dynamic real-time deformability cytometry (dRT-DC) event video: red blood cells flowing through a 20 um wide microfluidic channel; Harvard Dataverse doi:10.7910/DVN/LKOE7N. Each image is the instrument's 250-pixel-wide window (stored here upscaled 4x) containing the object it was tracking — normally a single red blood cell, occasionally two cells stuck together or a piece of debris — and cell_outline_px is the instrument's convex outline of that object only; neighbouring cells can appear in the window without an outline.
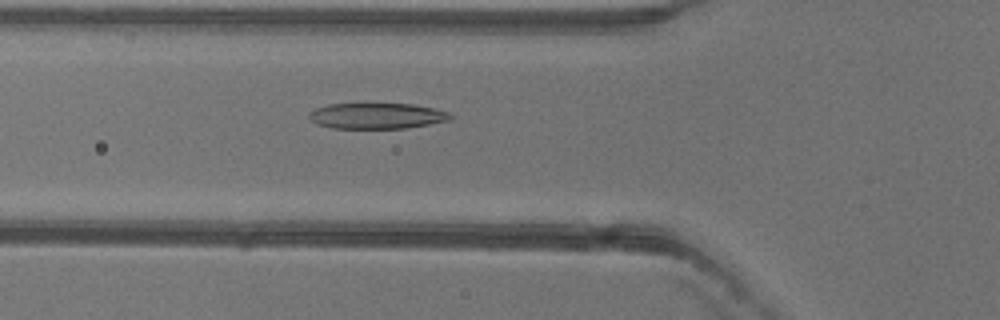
{"species": "common noctule bat (a hibernating species)", "species_latin": "Nyctalus noctula", "temperature_condition": "warm", "stored_images_in_passage": 51, "camera_frame_rate_fps": 3000, "um_per_image_px": 0.085, "animal": {"sex": "female"}, "frame": {"image": 1, "passage_image": 18, "time_ms": 5.667, "image_size_px": [1000, 320], "cell_outline_px": [[452, 116], [448, 120], [408, 128], [332, 128], [316, 124], [308, 116], [308, 112], [316, 108], [328, 104], [364, 100], [368, 100], [412, 104], [452, 112]], "centroid_in_image_um": [31.97, 9.78], "position_along_channel_um": 93.8, "area_um2": 22.43}}
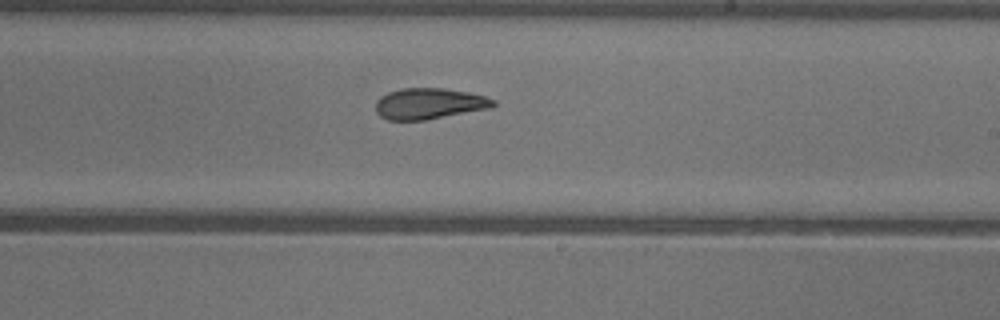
{"frame": {"image": 2, "passage_image": 30, "time_ms": 9.667, "image_size_px": [1000, 320], "cell_outline_px": [[496, 104], [492, 108], [424, 120], [388, 120], [380, 116], [376, 112], [376, 100], [380, 96], [388, 92], [400, 88], [444, 88], [468, 92], [484, 96], [496, 100]], "centroid_in_image_um": [36.48, 8.8], "position_along_channel_um": 252.5, "area_um2": 21.39}}
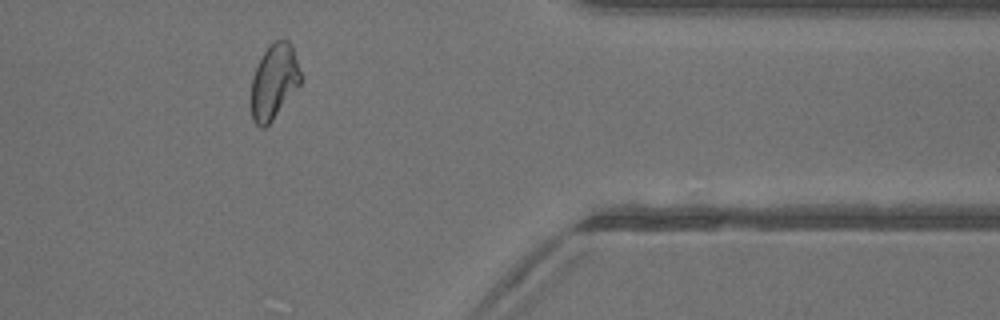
{"frame": {"image": 3, "passage_image": 42, "time_ms": 13.667, "image_size_px": [1000, 320], "cell_outline_px": [[304, 80], [272, 120], [264, 128], [260, 128], [252, 120], [252, 76], [264, 52], [276, 40], [288, 40], [292, 48], [304, 76]], "centroid_in_image_um": [23.33, 6.95], "position_along_channel_um": 388.1, "area_um2": 21.5}, "authors_computed_cell_mechanics": {"area_um2": 22.4842, "velocity_mm_per_s": 3.9655, "shape_relaxation_time_tau1_ms": 11.2343, "shape_relaxation_time_tau2_ms": 2.4859, "deformation_change_tau1": 0.2732, "deformation_change_tau2": 0.0902}}